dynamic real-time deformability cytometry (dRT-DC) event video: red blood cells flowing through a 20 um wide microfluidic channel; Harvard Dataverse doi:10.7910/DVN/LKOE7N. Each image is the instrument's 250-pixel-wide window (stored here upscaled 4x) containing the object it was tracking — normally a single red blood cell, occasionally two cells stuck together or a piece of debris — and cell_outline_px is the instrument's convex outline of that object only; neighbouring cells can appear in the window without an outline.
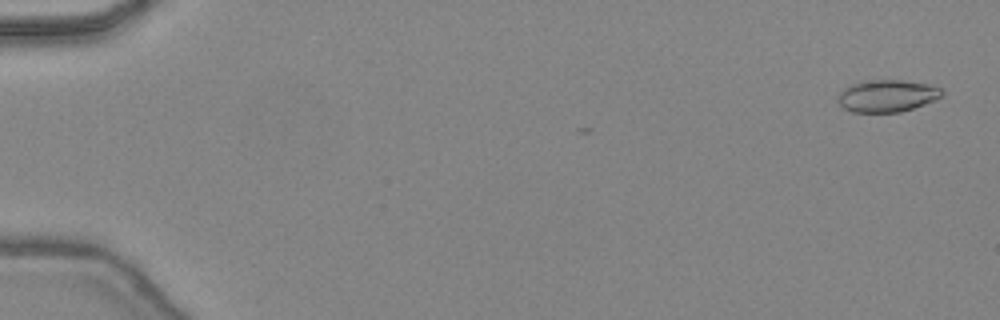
{"species": "common noctule bat (a hibernating species)", "species_latin": "Nyctalus noctula", "temperature_condition": "warm", "stored_images_in_passage": 4, "camera_frame_rate_fps": 3000, "um_per_image_px": 0.085, "animal": {"sex": "female", "body_mass_g": 24.6, "forearm_length_mm": 56.2}, "frame": {"image": 1, "passage_image": 1, "time_ms": 0.0, "image_size_px": [1000, 320], "cell_outline_px": [[944, 96], [924, 104], [900, 112], [852, 112], [844, 108], [836, 100], [840, 92], [844, 88], [860, 80], [900, 80], [928, 84], [940, 88], [944, 92]], "centroid_in_image_um": [75.39, 8.14], "position_along_channel_um": 9.6, "area_um2": 19.54}}